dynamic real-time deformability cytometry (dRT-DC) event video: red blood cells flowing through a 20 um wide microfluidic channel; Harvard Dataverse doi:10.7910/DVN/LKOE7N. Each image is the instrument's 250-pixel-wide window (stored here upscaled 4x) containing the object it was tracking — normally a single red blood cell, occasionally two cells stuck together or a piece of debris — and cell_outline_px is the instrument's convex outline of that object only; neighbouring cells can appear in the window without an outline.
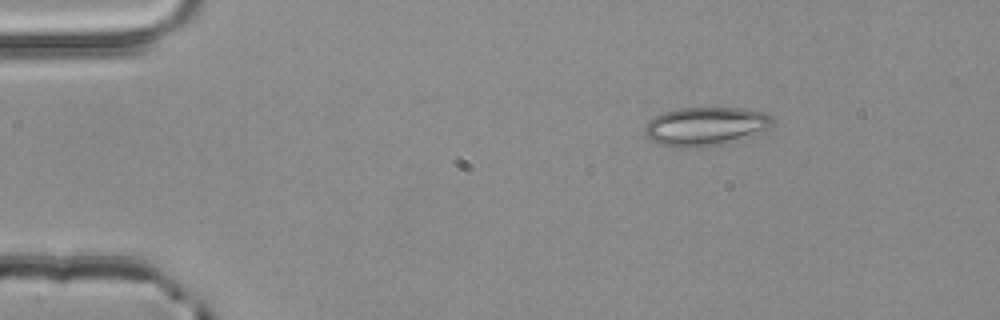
{"species": "common noctule bat (a hibernating species)", "species_latin": "Nyctalus noctula", "temperature_condition": "room temperature", "stored_images_in_passage": 4, "camera_frame_rate_fps": 3000, "um_per_image_px": 0.085, "animal": {"sex": "male", "body_mass_g": 20.4}, "frame": {"image": 1, "passage_image": 4, "time_ms": 1.0, "image_size_px": [1000, 320], "cell_outline_px": [[776, 120], [768, 128], [752, 136], [728, 144], [700, 148], [672, 148], [660, 144], [644, 136], [644, 128], [648, 120], [664, 112], [680, 108], [744, 108], [764, 112], [772, 116]], "centroid_in_image_um": [59.98, 10.76], "position_along_channel_um": 25.0, "area_um2": 29.48}}